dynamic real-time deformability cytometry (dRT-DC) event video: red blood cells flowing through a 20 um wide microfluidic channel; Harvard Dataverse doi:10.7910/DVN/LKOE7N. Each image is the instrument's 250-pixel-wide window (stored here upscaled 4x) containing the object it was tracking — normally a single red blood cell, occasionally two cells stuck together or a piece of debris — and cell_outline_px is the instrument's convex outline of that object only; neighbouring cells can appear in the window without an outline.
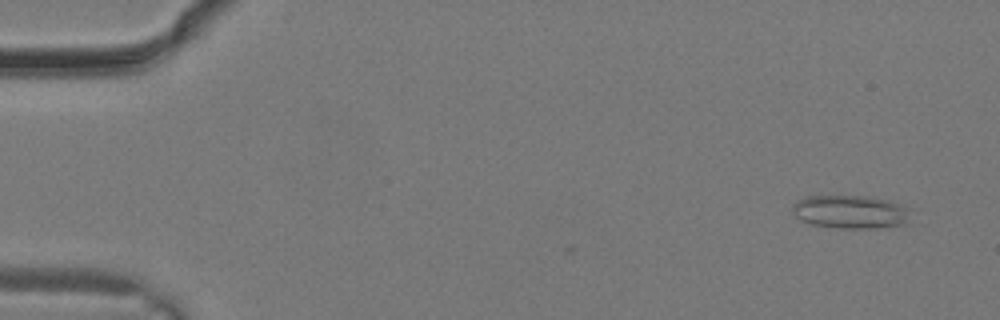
{"species": "common noctule bat (a hibernating species)", "species_latin": "Nyctalus noctula", "temperature_condition": "warm", "stored_images_in_passage": 5, "camera_frame_rate_fps": 3000, "um_per_image_px": 0.085, "animal": {"sex": "male", "body_mass_g": 19.2, "forearm_length_mm": 51.8}, "frame": {"image": 1, "passage_image": 2, "time_ms": 0.333, "image_size_px": [1000, 320], "cell_outline_px": [[908, 224], [876, 228], [836, 228], [808, 224], [800, 220], [792, 212], [792, 204], [796, 200], [808, 196], [860, 196], [884, 200], [908, 208]], "centroid_in_image_um": [72.21, 18.03], "position_along_channel_um": 12.8, "area_um2": 22.83}}